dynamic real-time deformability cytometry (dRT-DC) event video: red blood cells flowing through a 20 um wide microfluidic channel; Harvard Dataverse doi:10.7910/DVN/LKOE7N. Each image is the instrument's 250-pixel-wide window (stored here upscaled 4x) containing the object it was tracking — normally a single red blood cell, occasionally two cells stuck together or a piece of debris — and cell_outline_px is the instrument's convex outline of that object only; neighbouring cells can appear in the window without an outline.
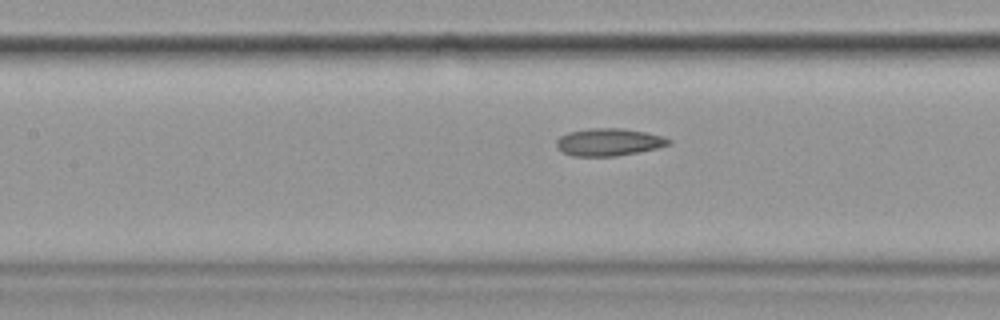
{"species": "common noctule bat (a hibernating species)", "species_latin": "Nyctalus noctula", "temperature_condition": "cold", "stored_images_in_passage": 7, "segment_of_instrument_passage": [2, 2], "camera_frame_rate_fps": 3000, "um_per_image_px": 0.085, "animal": {"sex": "female", "body_mass_g": 19.9}, "frame": {"image": 1, "passage_image": 7, "time_ms": 8.0, "image_size_px": [1000, 320], "cell_outline_px": [[672, 144], [656, 148], [616, 156], [572, 156], [564, 152], [556, 144], [556, 140], [560, 136], [568, 132], [588, 128], [624, 128], [664, 136], [672, 140]], "centroid_in_image_um": [51.77, 12.06], "position_along_channel_um": 155.6, "area_um2": 17.92}}